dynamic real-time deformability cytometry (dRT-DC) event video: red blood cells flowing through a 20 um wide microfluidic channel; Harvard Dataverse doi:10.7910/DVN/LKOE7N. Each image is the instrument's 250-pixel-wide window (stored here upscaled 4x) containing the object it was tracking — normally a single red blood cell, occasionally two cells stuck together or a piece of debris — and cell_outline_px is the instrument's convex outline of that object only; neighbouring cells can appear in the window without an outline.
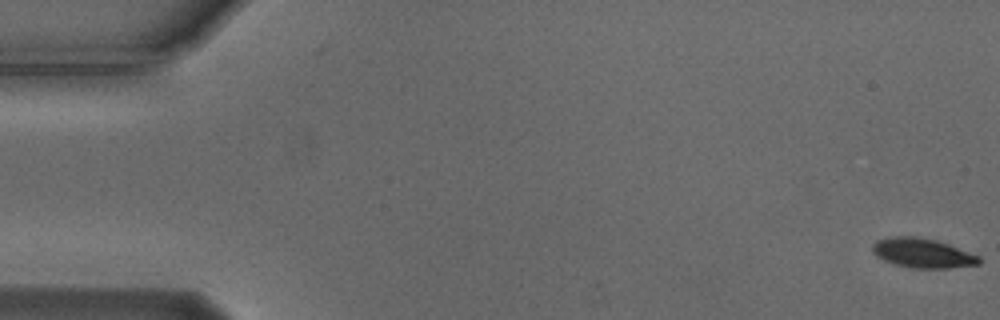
{"species": "Egyptian fruit bat (a non-hibernating species)", "species_latin": "Rousettus aegyptiacus", "temperature_condition": "cold", "stored_images_in_passage": 56, "camera_frame_rate_fps": 3000, "um_per_image_px": 0.085, "animal": {"sex": "male"}, "frame": {"image": 1, "passage_image": 1, "time_ms": 0.0, "image_size_px": [1000, 320], "cell_outline_px": [[980, 264], [948, 268], [912, 268], [896, 264], [884, 260], [876, 256], [872, 252], [872, 244], [876, 240], [892, 236], [912, 236], [936, 240], [948, 244], [980, 256]], "centroid_in_image_um": [78.39, 21.51], "position_along_channel_um": 6.6, "area_um2": 18.26}}
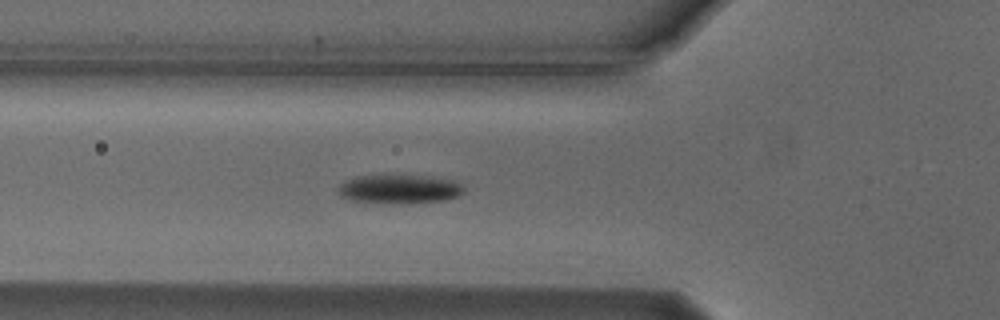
{"frame": {"image": 2, "passage_image": 20, "time_ms": 6.333, "image_size_px": [1000, 320], "cell_outline_px": [[464, 192], [460, 196], [448, 200], [400, 204], [392, 204], [352, 200], [340, 196], [336, 188], [344, 180], [356, 176], [384, 172], [392, 172], [432, 176], [456, 180], [464, 188]], "centroid_in_image_um": [33.94, 16.02], "position_along_channel_um": 91.9, "area_um2": 22.72}}
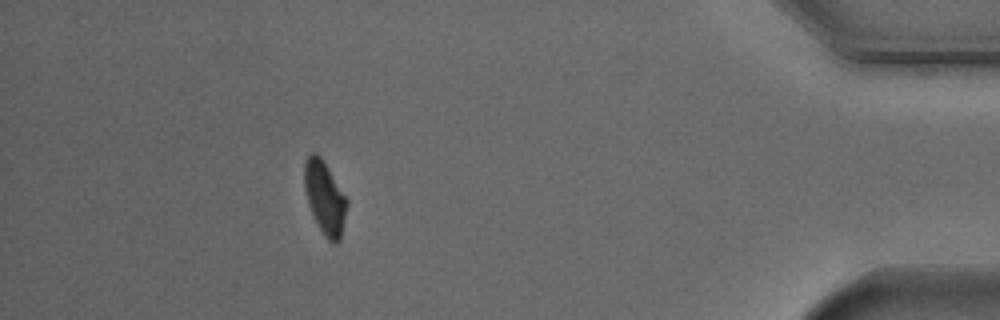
{"frame": {"image": 3, "passage_image": 50, "time_ms": 16.333, "image_size_px": [1000, 320], "cell_outline_px": [[348, 204], [340, 240], [336, 244], [332, 244], [324, 236], [308, 204], [304, 188], [304, 164], [308, 156], [312, 152], [316, 152], [320, 156], [328, 168], [348, 200]], "centroid_in_image_um": [27.61, 16.82], "position_along_channel_um": 407.6, "area_um2": 17.98}, "authors_computed_cell_mechanics": {"area_um2": 19.4208, "velocity_mm_per_s": 3.7175, "shape_relaxation_time_tau1_ms": 1.5055, "shape_relaxation_time_tau2_ms": null, "deformation_change_tau1": 0.0929, "deformation_change_tau2": null}}